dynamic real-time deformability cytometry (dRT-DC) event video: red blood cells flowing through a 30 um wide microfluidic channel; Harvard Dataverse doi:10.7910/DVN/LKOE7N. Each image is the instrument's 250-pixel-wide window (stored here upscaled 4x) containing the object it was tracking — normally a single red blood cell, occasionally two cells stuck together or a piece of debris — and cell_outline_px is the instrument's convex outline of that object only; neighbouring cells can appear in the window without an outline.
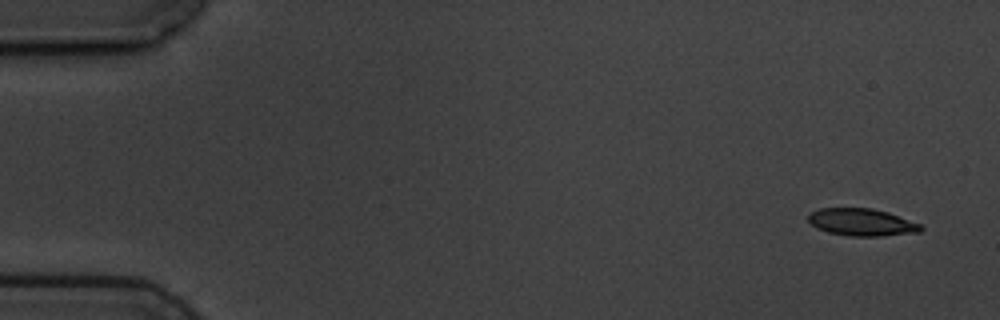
{"species": "common noctule bat (a hibernating species)", "species_latin": "Nyctalus noctula", "temperature_condition": "cold", "stored_images_in_passage": 6, "camera_frame_rate_fps": 3000, "um_per_image_px": 0.085, "animal": {"sex": "male", "body_mass_g": 19.5, "forearm_length_mm": 54.6}, "frame": {"image": 1, "passage_image": 1, "time_ms": 0.0, "image_size_px": [1000, 320], "cell_outline_px": [[924, 228], [920, 232], [880, 236], [852, 236], [828, 232], [816, 228], [808, 220], [808, 216], [812, 212], [820, 208], [872, 208], [888, 212], [920, 224]], "centroid_in_image_um": [73.25, 18.89], "position_along_channel_um": 11.7, "area_um2": 17.8}}